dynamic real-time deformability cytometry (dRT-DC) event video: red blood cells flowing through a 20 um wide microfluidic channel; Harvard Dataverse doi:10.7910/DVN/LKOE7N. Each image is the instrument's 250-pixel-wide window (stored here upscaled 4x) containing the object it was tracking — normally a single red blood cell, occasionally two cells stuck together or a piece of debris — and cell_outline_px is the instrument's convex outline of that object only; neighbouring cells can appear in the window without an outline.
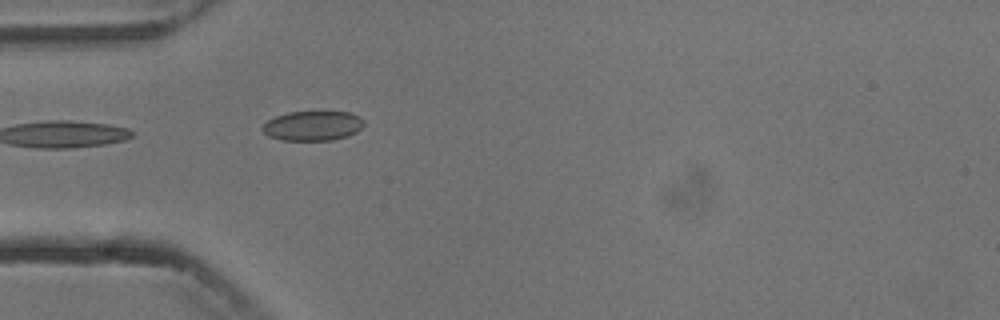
{"species": "common noctule bat (a hibernating species)", "species_latin": "Nyctalus noctula", "temperature_condition": "cold", "stored_images_in_passage": 4, "segment_of_instrument_passage": [2, 2], "camera_frame_rate_fps": 3000, "um_per_image_px": 0.085, "animal": {"sex": "male", "body_mass_g": 13.3}, "frame": {"image": 1, "passage_image": 4, "time_ms": 4.667, "image_size_px": [1000, 320], "cell_outline_px": [[364, 124], [356, 132], [348, 136], [332, 140], [280, 140], [268, 136], [260, 128], [268, 120], [276, 116], [288, 112], [348, 112], [360, 116], [364, 120]], "centroid_in_image_um": [26.58, 10.69], "position_along_channel_um": 58.4, "area_um2": 17.57}}